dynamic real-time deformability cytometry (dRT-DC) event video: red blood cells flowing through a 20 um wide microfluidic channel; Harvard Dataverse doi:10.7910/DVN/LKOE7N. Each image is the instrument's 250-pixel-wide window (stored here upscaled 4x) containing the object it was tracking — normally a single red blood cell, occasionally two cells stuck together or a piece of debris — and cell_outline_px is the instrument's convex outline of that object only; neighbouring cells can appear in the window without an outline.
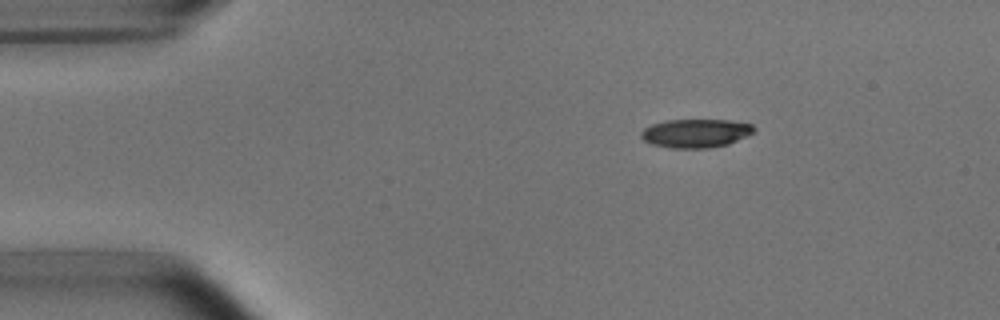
{"species": "common noctule bat (a hibernating species)", "species_latin": "Nyctalus noctula", "temperature_condition": "room temperature", "stored_images_in_passage": 4, "camera_frame_rate_fps": 3000, "um_per_image_px": 0.085, "animal": {"sex": "male", "body_mass_g": 15.6}, "frame": {"image": 1, "passage_image": 2, "time_ms": 0.333, "image_size_px": [1000, 320], "cell_outline_px": [[756, 132], [728, 144], [708, 148], [672, 148], [652, 144], [644, 140], [640, 136], [640, 132], [644, 128], [652, 124], [668, 120], [728, 120], [752, 124], [756, 128]], "centroid_in_image_um": [59.15, 11.32], "position_along_channel_um": 25.8, "area_um2": 18.84}}
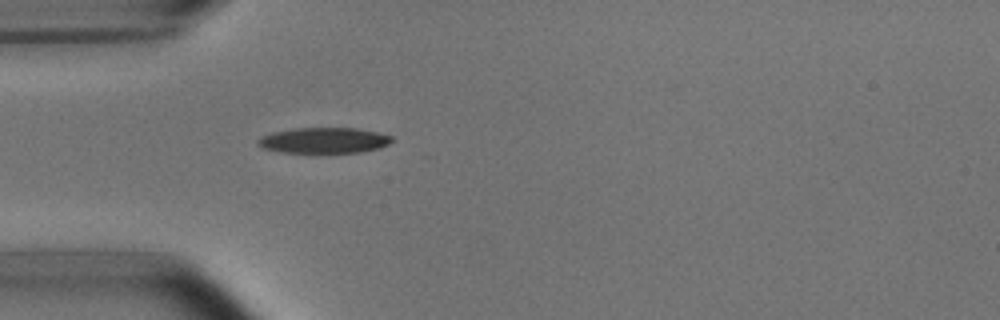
{"frame": {"image": 2, "passage_image": 4, "time_ms": 1.0, "image_size_px": [1000, 320], "cell_outline_px": [[392, 140], [388, 144], [380, 148], [360, 152], [284, 152], [264, 148], [256, 144], [256, 140], [272, 132], [296, 128], [356, 128], [376, 132], [392, 136]], "centroid_in_image_um": [27.54, 11.92], "position_along_channel_um": 57.5, "area_um2": 19.77}}